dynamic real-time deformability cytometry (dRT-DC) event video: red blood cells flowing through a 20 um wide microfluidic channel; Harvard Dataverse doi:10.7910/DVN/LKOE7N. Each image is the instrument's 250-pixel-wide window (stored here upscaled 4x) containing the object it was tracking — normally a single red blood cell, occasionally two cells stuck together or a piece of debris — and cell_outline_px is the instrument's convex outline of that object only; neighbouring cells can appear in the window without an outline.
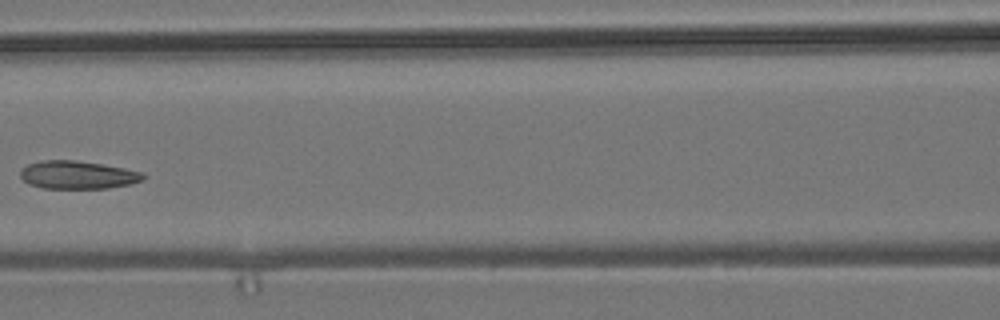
{"species": "common noctule bat (a hibernating species)", "species_latin": "Nyctalus noctula", "temperature_condition": "room temperature", "stored_images_in_passage": 5, "camera_frame_rate_fps": 3000, "um_per_image_px": 0.085, "animal": {"sex": "male", "body_mass_g": 19.2, "forearm_length_mm": 51.8}, "frame": {"image": 1, "passage_image": 5, "time_ms": 4.667, "image_size_px": [1000, 320], "cell_outline_px": [[148, 176], [144, 180], [128, 184], [108, 188], [44, 188], [28, 184], [20, 176], [20, 172], [28, 164], [40, 160], [76, 160], [124, 168], [144, 172]], "centroid_in_image_um": [6.63, 14.86], "position_along_channel_um": 160.0, "area_um2": 20.06}}